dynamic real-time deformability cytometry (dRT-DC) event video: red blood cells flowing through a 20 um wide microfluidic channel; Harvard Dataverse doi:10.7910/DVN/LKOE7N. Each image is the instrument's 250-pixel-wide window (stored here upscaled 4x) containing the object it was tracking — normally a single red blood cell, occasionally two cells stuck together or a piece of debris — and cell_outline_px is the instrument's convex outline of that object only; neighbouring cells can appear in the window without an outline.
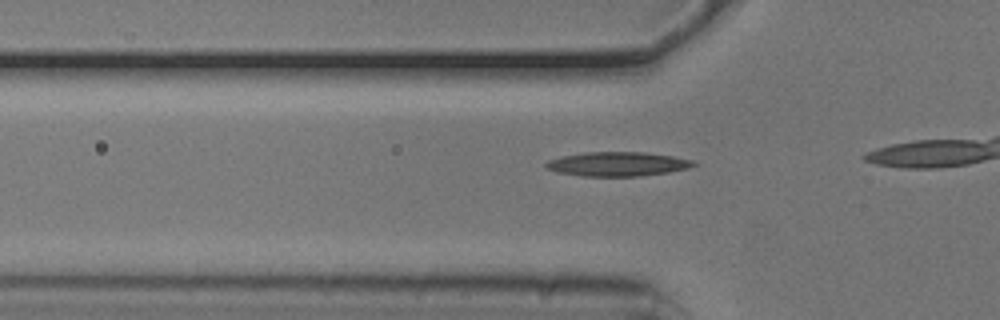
{"species": "common noctule bat (a hibernating species)", "species_latin": "Nyctalus noctula", "temperature_condition": "cold", "stored_images_in_passage": 12, "camera_frame_rate_fps": 3000, "um_per_image_px": 0.085, "animal": {"sex": "male", "body_mass_g": 20.5, "forearm_length_mm": 52.5}, "frame": {"image": 1, "passage_image": 9, "time_ms": 2.667, "image_size_px": [1000, 320], "cell_outline_px": [[700, 164], [688, 168], [668, 172], [640, 176], [580, 176], [556, 172], [548, 168], [544, 164], [548, 160], [560, 156], [584, 152], [644, 152], [672, 156], [692, 160]], "centroid_in_image_um": [52.48, 13.94], "position_along_channel_um": 73.3, "area_um2": 20.92}}